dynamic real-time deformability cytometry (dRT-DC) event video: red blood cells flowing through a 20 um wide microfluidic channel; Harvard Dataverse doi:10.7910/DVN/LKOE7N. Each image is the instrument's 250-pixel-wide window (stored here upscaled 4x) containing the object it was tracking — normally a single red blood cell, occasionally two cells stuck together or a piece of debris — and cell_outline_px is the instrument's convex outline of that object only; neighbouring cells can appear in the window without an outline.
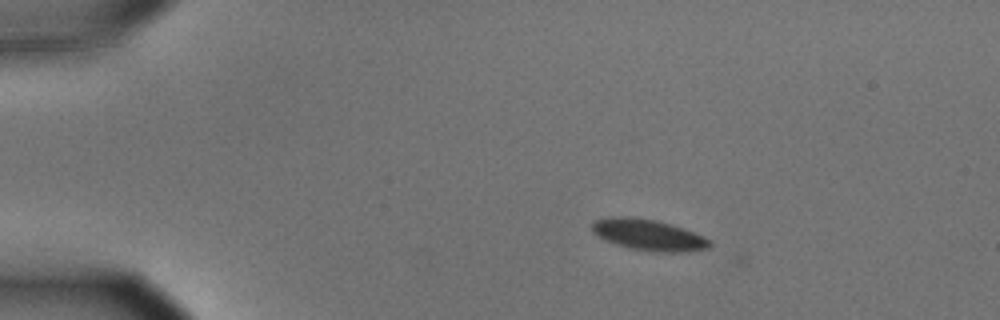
{"species": "common noctule bat (a hibernating species)", "species_latin": "Nyctalus noctula", "temperature_condition": "cold", "stored_images_in_passage": 40, "camera_frame_rate_fps": 3000, "um_per_image_px": 0.085, "animal": {"sex": "male", "body_mass_g": 15.6}, "frame": {"image": 1, "passage_image": 1, "time_ms": 0.0, "image_size_px": [1000, 320], "cell_outline_px": [[712, 244], [708, 248], [688, 252], [656, 252], [632, 248], [616, 244], [592, 232], [592, 224], [596, 220], [608, 216], [628, 216], [656, 220], [672, 224], [704, 236]], "centroid_in_image_um": [55.14, 19.95], "position_along_channel_um": 29.9, "area_um2": 21.21}}
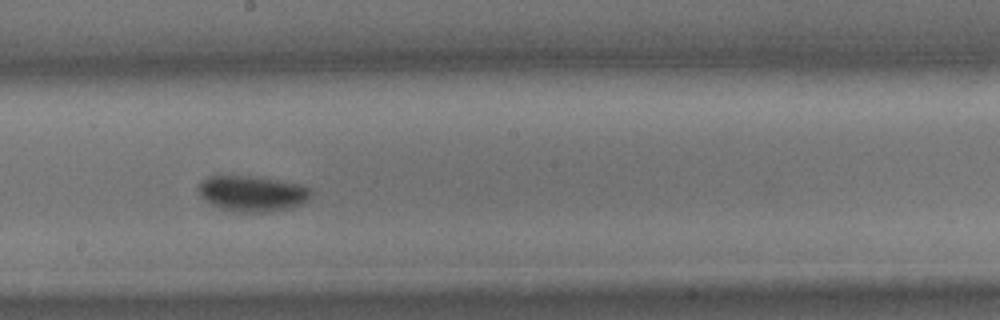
{"frame": {"image": 2, "passage_image": 23, "time_ms": 7.333, "image_size_px": [1000, 320], "cell_outline_px": [[312, 196], [308, 200], [292, 208], [272, 212], [240, 212], [220, 208], [204, 200], [200, 196], [196, 188], [196, 184], [200, 180], [208, 176], [256, 176], [300, 184], [312, 188]], "centroid_in_image_um": [21.44, 16.44], "position_along_channel_um": 226.8, "area_um2": 23.93}}
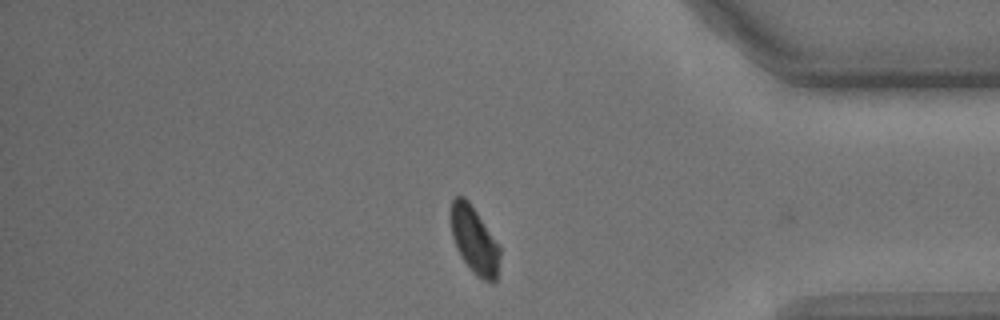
{"frame": {"image": 3, "passage_image": 39, "time_ms": 12.667, "image_size_px": [1000, 320], "cell_outline_px": [[500, 256], [496, 280], [492, 284], [476, 276], [472, 272], [460, 256], [456, 248], [452, 236], [452, 200], [456, 196], [464, 196], [468, 200], [500, 248]], "centroid_in_image_um": [40.32, 20.47], "position_along_channel_um": 394.9, "area_um2": 18.79}, "authors_computed_cell_mechanics": {"area_um2": 22.0796, "velocity_mm_per_s": 3.5574, "shape_relaxation_time_tau1_ms": 9.1, "shape_relaxation_time_tau2_ms": null, "deformation_change_tau1": 0.1629, "deformation_change_tau2": null}}